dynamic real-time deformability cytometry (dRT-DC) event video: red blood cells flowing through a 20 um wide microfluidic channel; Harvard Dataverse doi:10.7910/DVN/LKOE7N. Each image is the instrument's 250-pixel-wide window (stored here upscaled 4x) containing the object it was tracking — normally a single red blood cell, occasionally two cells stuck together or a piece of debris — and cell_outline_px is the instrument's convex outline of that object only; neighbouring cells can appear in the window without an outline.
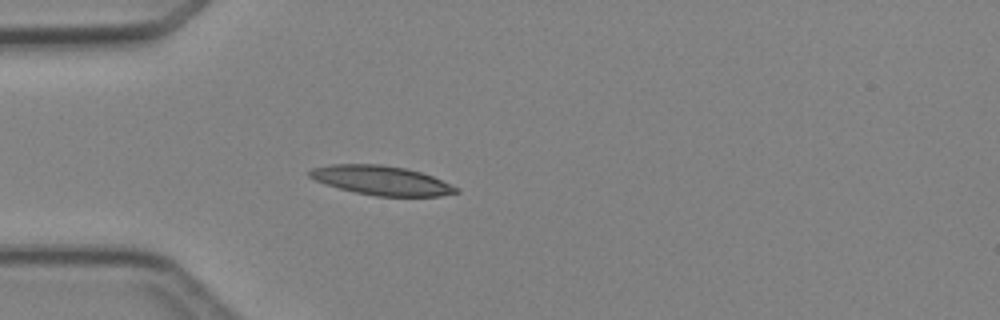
{"species": "Egyptian fruit bat (a non-hibernating species)", "species_latin": "Rousettus aegyptiacus", "temperature_condition": "cold", "stored_images_in_passage": 3, "camera_frame_rate_fps": 3000, "um_per_image_px": 0.085, "animal": {"sex": "female"}, "frame": {"image": 1, "passage_image": 3, "time_ms": 2.333, "image_size_px": [1000, 320], "cell_outline_px": [[460, 192], [440, 196], [376, 196], [356, 192], [340, 188], [316, 180], [308, 176], [308, 172], [312, 168], [328, 164], [380, 164], [408, 168], [432, 176], [460, 188]], "centroid_in_image_um": [32.45, 15.32], "position_along_channel_um": 52.6, "area_um2": 24.91}}